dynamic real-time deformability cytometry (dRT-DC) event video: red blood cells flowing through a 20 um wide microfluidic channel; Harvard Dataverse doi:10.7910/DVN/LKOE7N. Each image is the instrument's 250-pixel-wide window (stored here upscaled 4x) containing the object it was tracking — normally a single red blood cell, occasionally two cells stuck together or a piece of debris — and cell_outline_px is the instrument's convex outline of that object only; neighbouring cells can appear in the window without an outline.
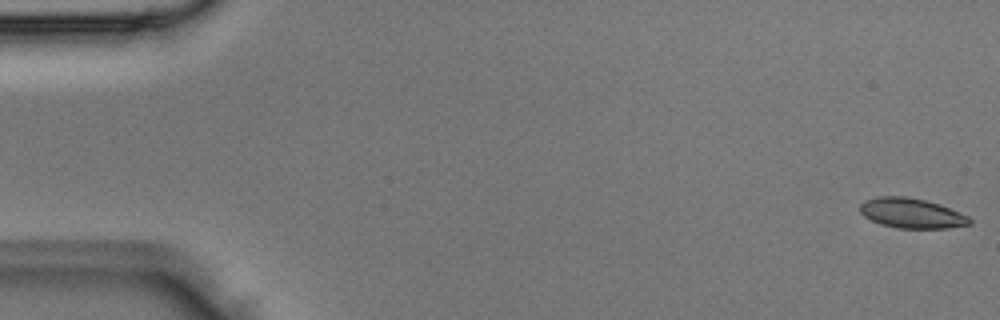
{"species": "Egyptian fruit bat (a non-hibernating species)", "species_latin": "Rousettus aegyptiacus", "temperature_condition": "room temperature", "stored_images_in_passage": 3, "camera_frame_rate_fps": 3000, "um_per_image_px": 0.085, "animal": {"sex": "male"}, "frame": {"image": 1, "passage_image": 1, "time_ms": 0.0, "image_size_px": [1000, 320], "cell_outline_px": [[972, 224], [948, 228], [896, 228], [880, 224], [864, 216], [860, 212], [860, 204], [864, 200], [880, 196], [904, 196], [924, 200], [940, 204], [960, 212], [968, 216], [972, 220]], "centroid_in_image_um": [77.49, 18.12], "position_along_channel_um": 7.5, "area_um2": 19.19}}